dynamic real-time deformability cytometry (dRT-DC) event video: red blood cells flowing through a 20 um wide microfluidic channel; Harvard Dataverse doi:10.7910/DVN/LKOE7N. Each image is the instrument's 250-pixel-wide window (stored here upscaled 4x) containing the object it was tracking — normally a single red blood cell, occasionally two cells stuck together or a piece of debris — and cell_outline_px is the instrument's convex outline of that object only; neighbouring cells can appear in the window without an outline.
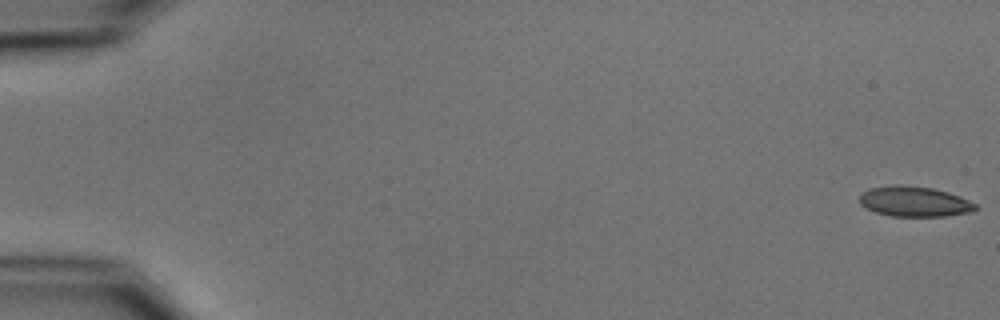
{"species": "common noctule bat (a hibernating species)", "species_latin": "Nyctalus noctula", "temperature_condition": "cold", "stored_images_in_passage": 9, "camera_frame_rate_fps": 3000, "um_per_image_px": 0.085, "animal": {"sex": "male", "body_mass_g": 15.6}, "frame": {"image": 1, "passage_image": 1, "time_ms": 0.0, "image_size_px": [1000, 320], "cell_outline_px": [[980, 208], [972, 212], [944, 216], [892, 216], [876, 212], [860, 204], [860, 196], [868, 188], [892, 184], [900, 184], [932, 188], [948, 192], [960, 196], [976, 204]], "centroid_in_image_um": [77.75, 17.12], "position_along_channel_um": 7.3, "area_um2": 20.52}}